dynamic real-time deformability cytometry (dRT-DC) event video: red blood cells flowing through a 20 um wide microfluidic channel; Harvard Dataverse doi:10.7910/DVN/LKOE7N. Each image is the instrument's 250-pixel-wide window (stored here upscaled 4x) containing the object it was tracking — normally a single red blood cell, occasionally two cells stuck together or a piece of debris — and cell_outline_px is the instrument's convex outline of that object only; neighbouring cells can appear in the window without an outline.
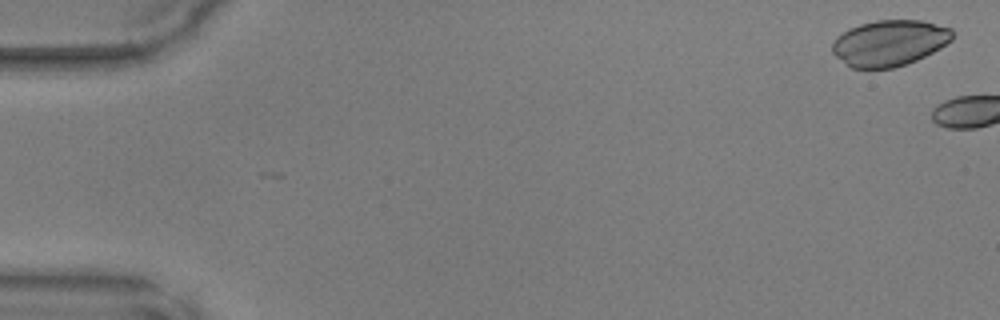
{"species": "common noctule bat (a hibernating species)", "species_latin": "Nyctalus noctula", "temperature_condition": "warm", "stored_images_in_passage": 4, "camera_frame_rate_fps": 3000, "um_per_image_px": 0.085, "animal": {"sex": "male", "body_mass_g": 17.9, "forearm_length_mm": 54.2}, "frame": {"image": 1, "passage_image": 2, "time_ms": 0.333, "image_size_px": [1000, 320], "cell_outline_px": [[952, 40], [940, 48], [916, 60], [892, 68], [852, 68], [836, 56], [832, 52], [832, 44], [836, 36], [848, 28], [860, 24], [876, 20], [920, 20], [952, 28]], "centroid_in_image_um": [75.58, 3.64], "position_along_channel_um": 9.4, "area_um2": 32.02}}